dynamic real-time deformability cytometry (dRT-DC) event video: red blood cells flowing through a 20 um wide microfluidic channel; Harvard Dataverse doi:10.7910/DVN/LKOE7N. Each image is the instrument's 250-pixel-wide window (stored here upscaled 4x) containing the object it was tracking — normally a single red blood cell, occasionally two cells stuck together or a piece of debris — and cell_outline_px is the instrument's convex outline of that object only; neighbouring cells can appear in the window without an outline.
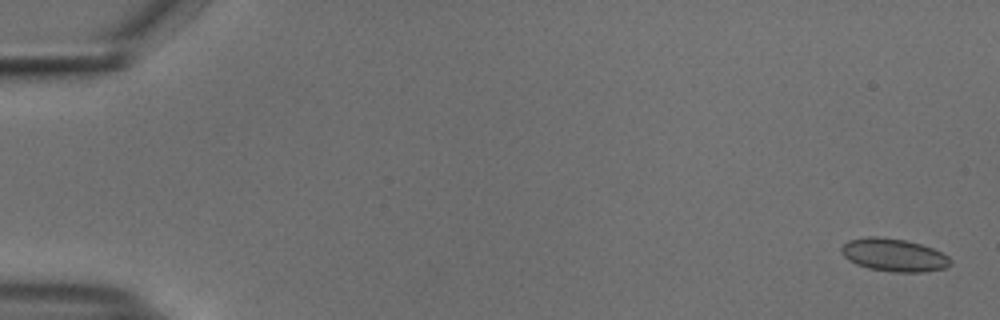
{"species": "common noctule bat (a hibernating species)", "species_latin": "Nyctalus noctula", "temperature_condition": "cold", "stored_images_in_passage": 55, "camera_frame_rate_fps": 3000, "um_per_image_px": 0.085, "animal": {"sex": "male", "body_mass_g": 18.8}, "frame": {"image": 1, "passage_image": 2, "time_ms": 0.333, "image_size_px": [1000, 320], "cell_outline_px": [[952, 264], [944, 268], [924, 272], [892, 272], [868, 268], [856, 264], [848, 260], [840, 252], [840, 248], [848, 240], [868, 236], [876, 236], [904, 240], [920, 244], [932, 248], [948, 256], [952, 260]], "centroid_in_image_um": [75.96, 21.68], "position_along_channel_um": 9.0, "area_um2": 20.92}}
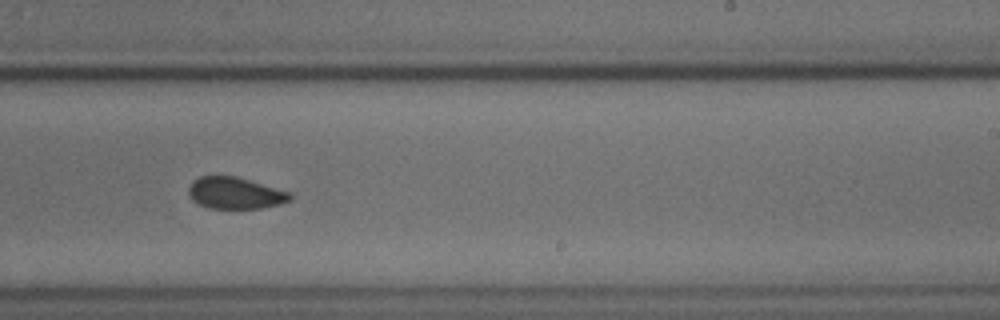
{"frame": {"image": 2, "passage_image": 35, "time_ms": 11.333, "image_size_px": [1000, 320], "cell_outline_px": [[292, 200], [280, 204], [260, 208], [208, 208], [192, 200], [188, 192], [188, 188], [192, 180], [200, 176], [236, 176], [292, 192]], "centroid_in_image_um": [20.0, 16.4], "position_along_channel_um": 269.0, "area_um2": 18.84}}
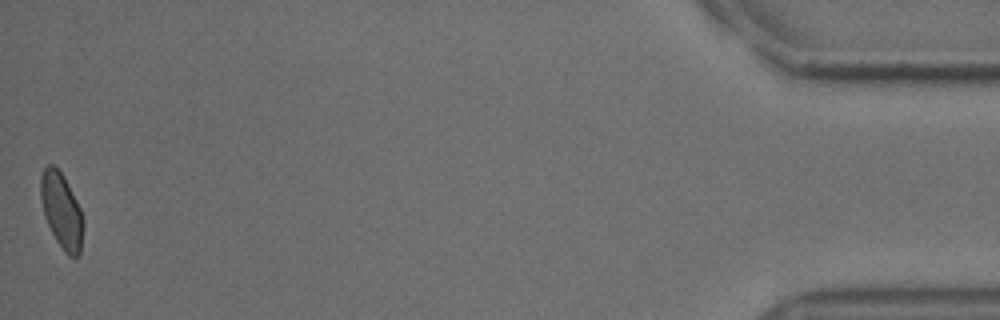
{"frame": {"image": 3, "passage_image": 55, "time_ms": 18.0, "image_size_px": [1000, 320], "cell_outline_px": [[84, 224], [80, 252], [76, 256], [68, 256], [64, 252], [56, 240], [44, 216], [40, 200], [40, 176], [44, 168], [48, 164], [52, 164], [64, 176], [80, 208], [84, 220]], "centroid_in_image_um": [5.22, 17.9], "position_along_channel_um": 430.0, "area_um2": 18.73}, "authors_computed_cell_mechanics": {"area_um2": 19.8832, "velocity_mm_per_s": 3.7234, "shape_relaxation_time_tau1_ms": null, "shape_relaxation_time_tau2_ms": 3.345, "deformation_change_tau1": null, "deformation_change_tau2": 0.0676}}